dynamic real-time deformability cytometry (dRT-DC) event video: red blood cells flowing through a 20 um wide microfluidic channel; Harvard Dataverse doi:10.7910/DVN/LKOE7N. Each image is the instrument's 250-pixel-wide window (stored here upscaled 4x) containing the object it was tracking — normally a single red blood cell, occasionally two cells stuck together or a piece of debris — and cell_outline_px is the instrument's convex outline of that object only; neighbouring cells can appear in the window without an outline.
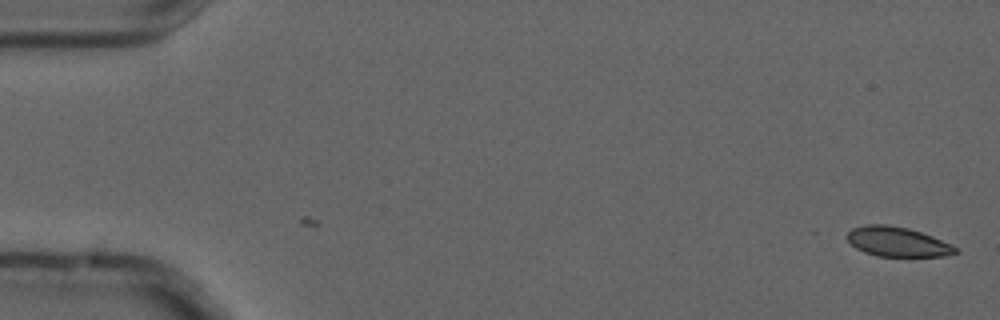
{"species": "common noctule bat (a hibernating species)", "species_latin": "Nyctalus noctula", "temperature_condition": "cold", "stored_images_in_passage": 5, "camera_frame_rate_fps": 3000, "um_per_image_px": 0.085, "animal": {"sex": "male", "forearm_length_mm": 52.5}, "frame": {"image": 1, "passage_image": 1, "time_ms": 0.0, "image_size_px": [1000, 320], "cell_outline_px": [[960, 252], [944, 256], [876, 256], [864, 252], [856, 248], [844, 236], [852, 228], [864, 224], [888, 224], [908, 228], [932, 236], [952, 244]], "centroid_in_image_um": [76.26, 20.54], "position_along_channel_um": 8.7, "area_um2": 18.84}}
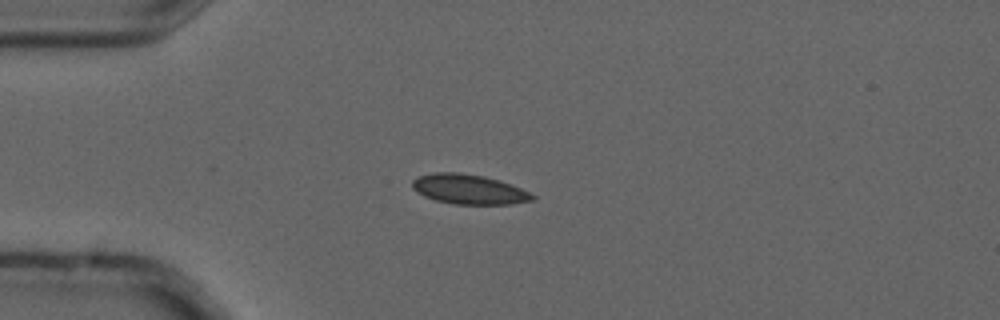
{"frame": {"image": 2, "passage_image": 4, "time_ms": 1.0, "image_size_px": [1000, 320], "cell_outline_px": [[536, 200], [512, 204], [452, 204], [436, 200], [424, 196], [416, 192], [412, 188], [412, 180], [420, 176], [432, 172], [460, 172], [484, 176], [500, 180], [520, 188], [536, 196]], "centroid_in_image_um": [39.85, 16.09], "position_along_channel_um": 45.1, "area_um2": 20.98}}